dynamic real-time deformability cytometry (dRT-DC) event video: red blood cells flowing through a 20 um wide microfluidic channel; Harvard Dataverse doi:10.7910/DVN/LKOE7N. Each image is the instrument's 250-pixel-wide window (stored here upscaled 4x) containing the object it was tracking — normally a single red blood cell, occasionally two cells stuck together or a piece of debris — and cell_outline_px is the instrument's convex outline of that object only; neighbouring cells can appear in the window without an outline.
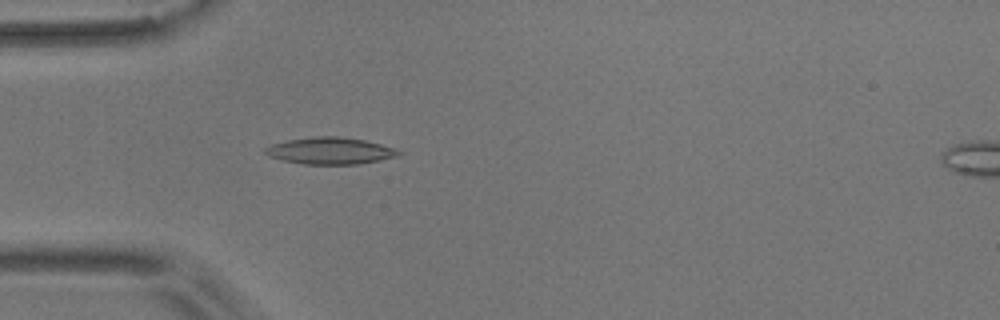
{"species": "common noctule bat (a hibernating species)", "species_latin": "Nyctalus noctula", "temperature_condition": "room temperature", "stored_images_in_passage": 33, "camera_frame_rate_fps": 3000, "um_per_image_px": 0.085, "animal": {"sex": "male", "body_mass_g": 17.9}, "frame": {"image": 1, "passage_image": 2, "time_ms": 0.333, "image_size_px": [1000, 320], "cell_outline_px": [[404, 152], [396, 156], [380, 160], [360, 164], [304, 164], [284, 160], [268, 156], [264, 152], [264, 148], [272, 144], [288, 140], [316, 136], [336, 136], [364, 140], [380, 144]], "centroid_in_image_um": [28.05, 12.82], "position_along_channel_um": 56.9, "area_um2": 20.63}}
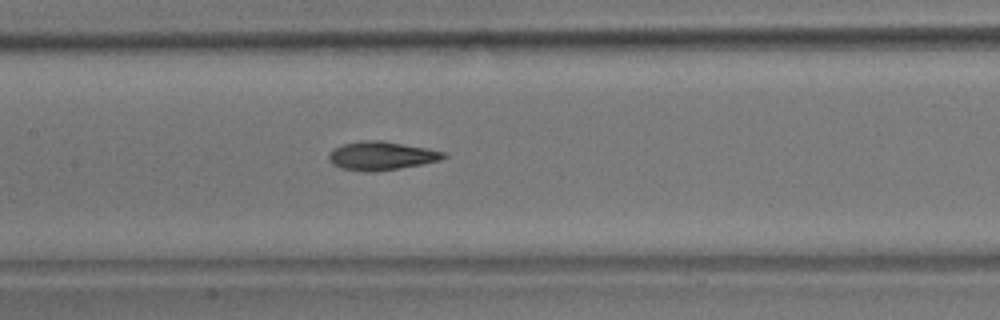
{"frame": {"image": 2, "passage_image": 12, "time_ms": 3.667, "image_size_px": [1000, 320], "cell_outline_px": [[448, 156], [440, 160], [400, 168], [376, 172], [364, 172], [340, 168], [332, 164], [328, 160], [328, 156], [332, 148], [344, 144], [360, 140], [380, 140], [428, 148], [444, 152]], "centroid_in_image_um": [32.37, 13.24], "position_along_channel_um": 175.0, "area_um2": 19.25}}
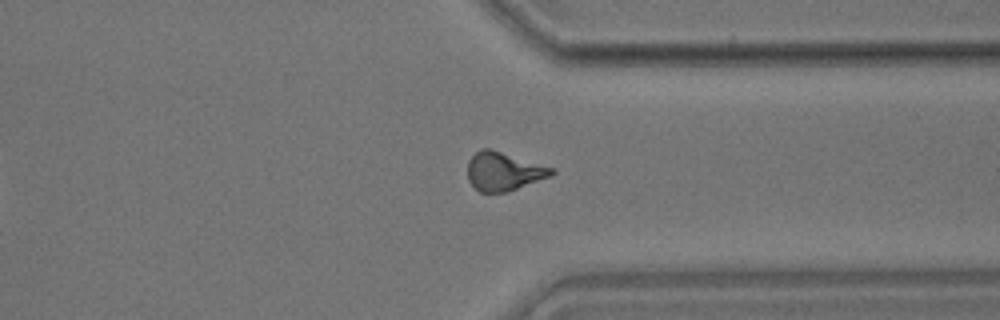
{"frame": {"image": 3, "passage_image": 28, "time_ms": 9.0, "image_size_px": [1000, 320], "cell_outline_px": [[556, 172], [552, 176], [508, 192], [480, 192], [468, 180], [468, 160], [480, 148], [488, 148], [556, 168]], "centroid_in_image_um": [42.85, 14.57], "position_along_channel_um": 368.6, "area_um2": 18.96}, "authors_computed_cell_mechanics": {"area_um2": 18.7272, "velocity_mm_per_s": 3.6534, "shape_relaxation_time_tau1_ms": 6.2693, "shape_relaxation_time_tau2_ms": 2.5456, "deformation_change_tau1": 0.182, "deformation_change_tau2": 0.1096}}